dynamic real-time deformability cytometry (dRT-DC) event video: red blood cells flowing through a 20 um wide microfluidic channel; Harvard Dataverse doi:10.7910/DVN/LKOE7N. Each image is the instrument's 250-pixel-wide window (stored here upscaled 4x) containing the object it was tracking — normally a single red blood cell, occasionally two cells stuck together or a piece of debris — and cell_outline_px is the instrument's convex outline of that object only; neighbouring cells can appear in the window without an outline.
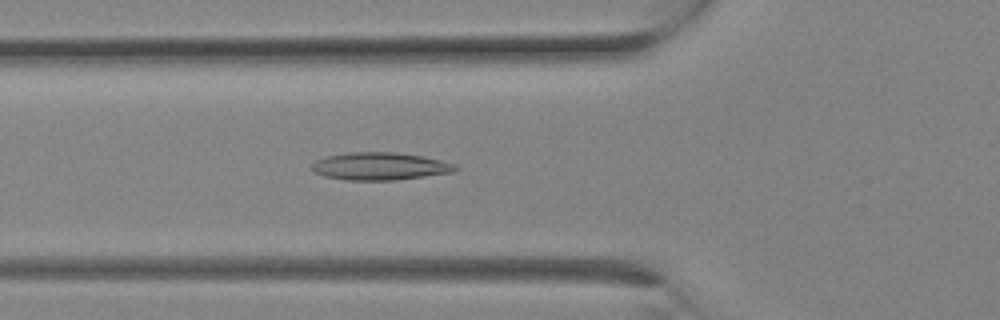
{"species": "Egyptian fruit bat (a non-hibernating species)", "species_latin": "Rousettus aegyptiacus", "temperature_condition": "room temperature", "stored_images_in_passage": 8, "camera_frame_rate_fps": 3000, "um_per_image_px": 0.085, "animal": {"sex": "female"}, "frame": {"image": 1, "passage_image": 8, "time_ms": 2.333, "image_size_px": [1000, 320], "cell_outline_px": [[456, 172], [392, 180], [344, 180], [324, 176], [312, 172], [312, 164], [316, 160], [328, 156], [348, 152], [392, 152], [424, 156], [456, 164]], "centroid_in_image_um": [32.28, 14.13], "position_along_channel_um": 93.5, "area_um2": 23.06}}